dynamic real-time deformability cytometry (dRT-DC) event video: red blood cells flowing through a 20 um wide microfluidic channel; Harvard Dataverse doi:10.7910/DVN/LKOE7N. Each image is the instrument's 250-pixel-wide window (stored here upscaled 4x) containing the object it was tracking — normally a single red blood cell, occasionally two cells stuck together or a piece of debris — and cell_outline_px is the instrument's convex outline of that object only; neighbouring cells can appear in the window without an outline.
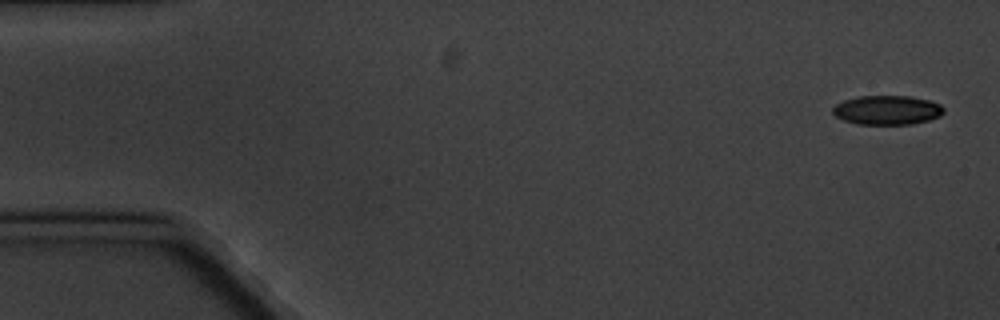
{"species": "common noctule bat (a hibernating species)", "species_latin": "Nyctalus noctula", "temperature_condition": "cold", "stored_images_in_passage": 7, "camera_frame_rate_fps": 3000, "um_per_image_px": 0.085, "animal": {"sex": "male", "body_mass_g": 20.1, "forearm_length_mm": 53.5}, "frame": {"image": 1, "passage_image": 1, "time_ms": 0.0, "image_size_px": [1000, 320], "cell_outline_px": [[944, 112], [940, 116], [928, 120], [912, 124], [856, 124], [844, 120], [836, 116], [832, 112], [832, 108], [836, 104], [844, 100], [860, 96], [908, 96], [928, 100], [940, 104], [944, 108]], "centroid_in_image_um": [75.4, 9.36], "position_along_channel_um": 9.6, "area_um2": 18.84}}
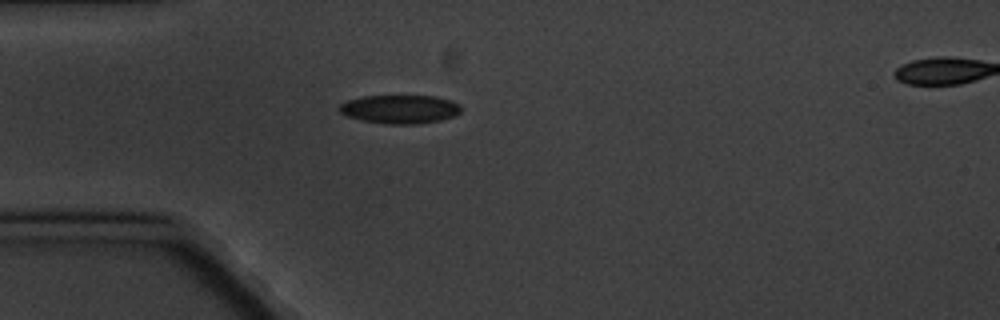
{"frame": {"image": 2, "passage_image": 5, "time_ms": 4.667, "image_size_px": [1000, 320], "cell_outline_px": [[460, 112], [456, 116], [440, 120], [416, 124], [384, 124], [360, 120], [348, 116], [340, 112], [336, 108], [340, 104], [348, 100], [364, 96], [432, 96], [452, 100], [460, 104]], "centroid_in_image_um": [33.99, 9.28], "position_along_channel_um": 51.0, "area_um2": 20.4}}